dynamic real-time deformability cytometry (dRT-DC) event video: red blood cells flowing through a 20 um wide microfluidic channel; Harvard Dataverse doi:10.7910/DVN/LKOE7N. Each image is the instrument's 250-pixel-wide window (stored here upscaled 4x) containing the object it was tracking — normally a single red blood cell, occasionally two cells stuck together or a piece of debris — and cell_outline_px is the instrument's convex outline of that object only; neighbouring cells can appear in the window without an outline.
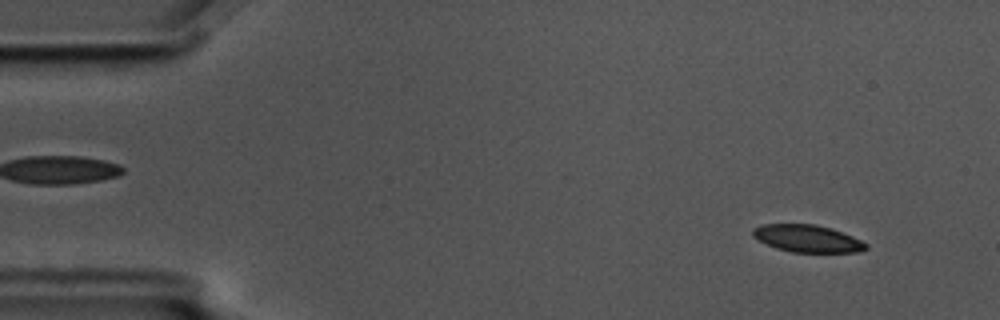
{"species": "common noctule bat (a hibernating species)", "species_latin": "Nyctalus noctula", "temperature_condition": "cold", "stored_images_in_passage": 55, "camera_frame_rate_fps": 3000, "um_per_image_px": 0.085, "animal": {"sex": "male", "body_mass_g": 17.5, "forearm_length_mm": 52.3}, "frame": {"image": 1, "passage_image": 4, "time_ms": 1.0, "image_size_px": [1000, 320], "cell_outline_px": [[868, 248], [856, 252], [792, 252], [776, 248], [752, 236], [752, 228], [764, 224], [816, 224], [832, 228], [852, 236], [868, 244]], "centroid_in_image_um": [68.63, 20.27], "position_along_channel_um": 16.4, "area_um2": 17.92}}
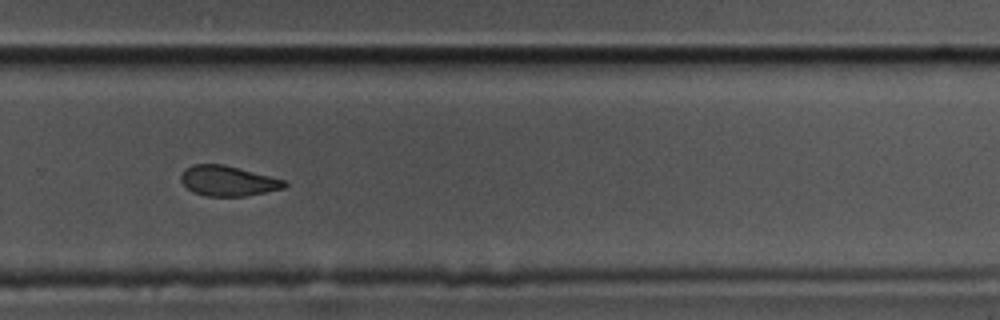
{"frame": {"image": 2, "passage_image": 37, "time_ms": 12.0, "image_size_px": [1000, 320], "cell_outline_px": [[288, 184], [284, 188], [244, 196], [208, 196], [192, 192], [180, 180], [180, 176], [184, 168], [192, 164], [224, 164], [288, 180]], "centroid_in_image_um": [19.38, 15.36], "position_along_channel_um": 310.4, "area_um2": 18.38}}
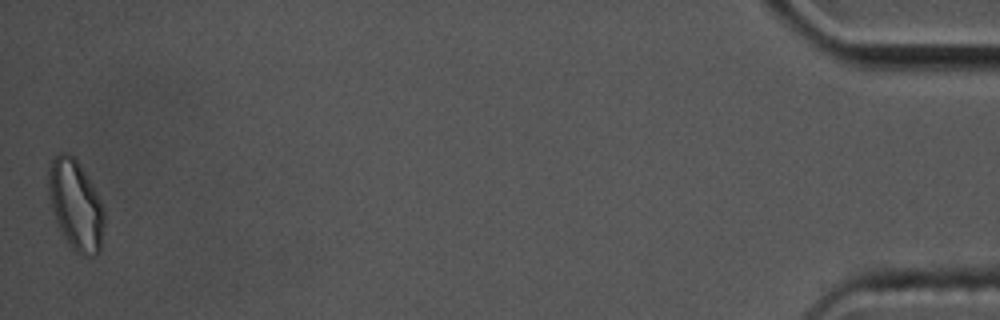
{"frame": {"image": 3, "passage_image": 55, "time_ms": 18.0, "image_size_px": [1000, 320], "cell_outline_px": [[104, 224], [100, 252], [96, 256], [84, 256], [76, 252], [68, 244], [56, 224], [48, 192], [48, 168], [52, 160], [60, 152], [68, 152], [76, 160], [84, 172], [96, 192], [104, 208]], "centroid_in_image_um": [6.43, 17.46], "position_along_channel_um": 428.8, "area_um2": 29.25}, "authors_computed_cell_mechanics": {"area_um2": 19.652, "velocity_mm_per_s": 3.56, "shape_relaxation_time_tau1_ms": 2.6088, "shape_relaxation_time_tau2_ms": 8.0665, "deformation_change_tau1": 0.1053, "deformation_change_tau2": 0.1399}}